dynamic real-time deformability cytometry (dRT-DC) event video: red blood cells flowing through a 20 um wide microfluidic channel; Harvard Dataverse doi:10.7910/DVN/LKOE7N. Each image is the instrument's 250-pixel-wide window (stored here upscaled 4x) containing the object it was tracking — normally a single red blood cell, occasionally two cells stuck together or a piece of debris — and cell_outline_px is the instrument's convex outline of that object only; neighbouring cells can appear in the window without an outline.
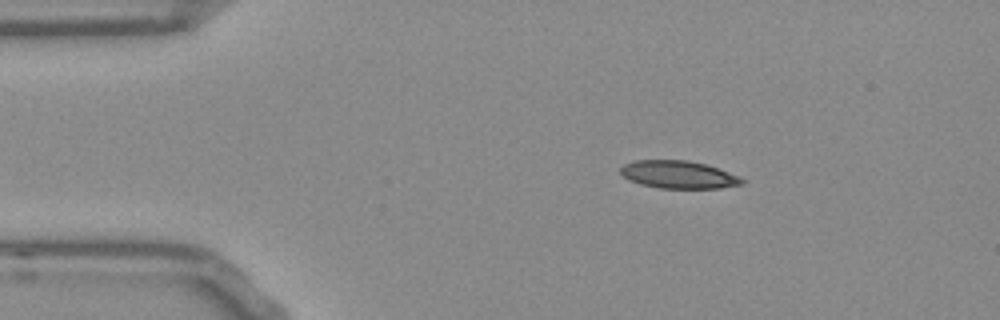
{"species": "Egyptian fruit bat (a non-hibernating species)", "species_latin": "Rousettus aegyptiacus", "temperature_condition": "room temperature", "stored_images_in_passage": 45, "camera_frame_rate_fps": 3000, "um_per_image_px": 0.085, "frame": {"image": 1, "passage_image": 1, "time_ms": 0.0, "image_size_px": [1000, 320], "cell_outline_px": [[744, 184], [720, 188], [660, 188], [640, 184], [628, 180], [620, 172], [620, 168], [624, 164], [636, 160], [688, 160], [704, 164], [740, 176], [744, 180]], "centroid_in_image_um": [57.66, 14.84], "position_along_channel_um": 27.3, "area_um2": 19.54}}
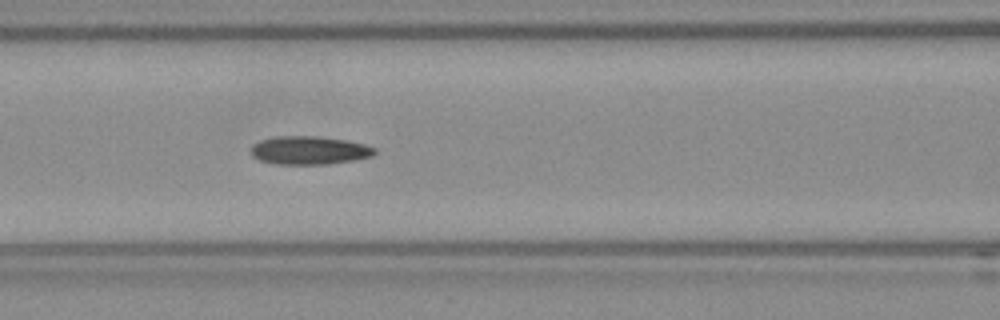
{"frame": {"image": 2, "passage_image": 14, "time_ms": 4.333, "image_size_px": [1000, 320], "cell_outline_px": [[376, 152], [372, 156], [356, 160], [328, 164], [276, 164], [260, 160], [252, 156], [252, 144], [260, 140], [276, 136], [316, 136], [348, 140], [364, 144], [376, 148]], "centroid_in_image_um": [26.31, 12.77], "position_along_channel_um": 140.3, "area_um2": 20.52}}
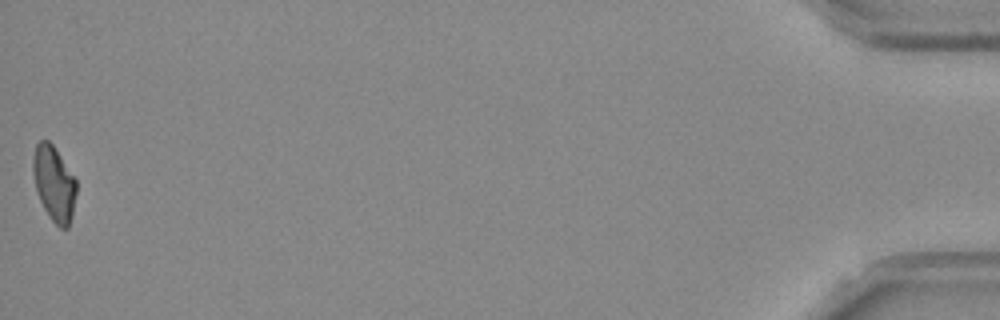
{"frame": {"image": 3, "passage_image": 45, "time_ms": 14.667, "image_size_px": [1000, 320], "cell_outline_px": [[76, 192], [72, 216], [68, 228], [60, 228], [52, 220], [44, 208], [40, 200], [36, 188], [32, 172], [32, 160], [36, 144], [40, 140], [48, 140], [52, 144], [76, 180]], "centroid_in_image_um": [4.58, 15.6], "position_along_channel_um": 430.6, "area_um2": 18.73}, "authors_computed_cell_mechanics": {"area_um2": 19.7098, "velocity_mm_per_s": 3.8115, "shape_relaxation_time_tau1_ms": null, "shape_relaxation_time_tau2_ms": 7.7651, "deformation_change_tau1": null, "deformation_change_tau2": 0.1722}}